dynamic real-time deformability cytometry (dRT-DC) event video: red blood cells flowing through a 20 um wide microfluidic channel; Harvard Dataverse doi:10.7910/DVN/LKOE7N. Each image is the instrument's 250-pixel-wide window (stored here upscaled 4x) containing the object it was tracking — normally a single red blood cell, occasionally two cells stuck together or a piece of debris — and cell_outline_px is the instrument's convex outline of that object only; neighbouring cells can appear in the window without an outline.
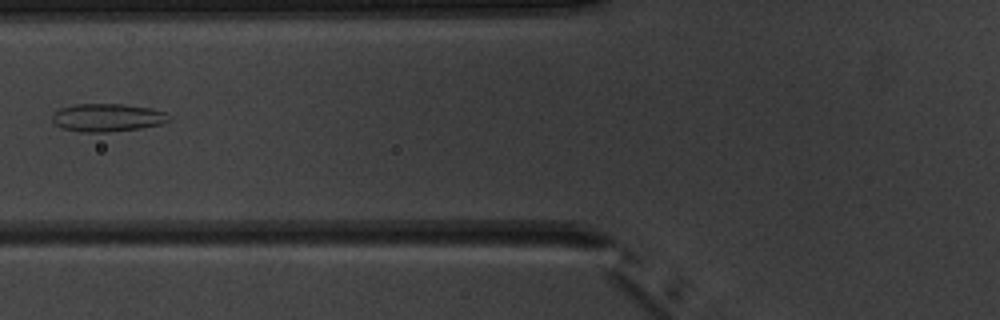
{"species": "common noctule bat (a hibernating species)", "species_latin": "Nyctalus noctula", "temperature_condition": "warm", "stored_images_in_passage": 8, "camera_frame_rate_fps": 3000, "um_per_image_px": 0.085, "animal": {"sex": "male", "body_mass_g": 20.1, "forearm_length_mm": 53.5}, "frame": {"image": 1, "passage_image": 7, "time_ms": 8.0, "image_size_px": [1000, 320], "cell_outline_px": [[172, 120], [160, 124], [140, 128], [108, 132], [84, 132], [64, 128], [56, 124], [52, 120], [52, 112], [60, 108], [76, 104], [124, 104], [152, 108], [164, 112], [172, 116]], "centroid_in_image_um": [9.16, 9.98], "position_along_channel_um": 116.6, "area_um2": 19.07}}
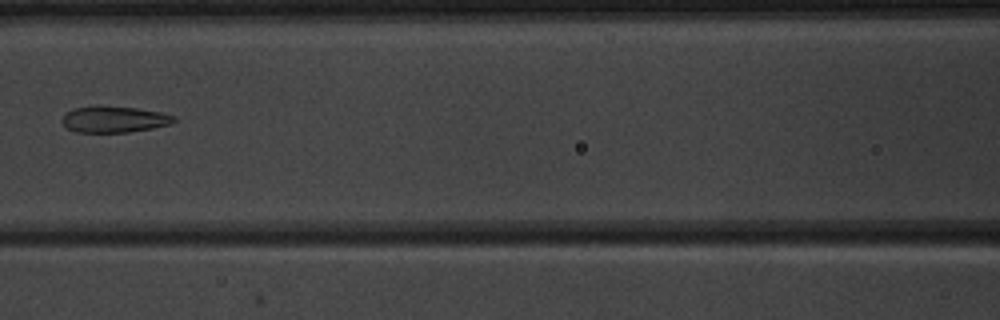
{"frame": {"image": 2, "passage_image": 8, "time_ms": 9.0, "image_size_px": [1000, 320], "cell_outline_px": [[176, 120], [172, 124], [152, 128], [128, 132], [76, 132], [68, 128], [60, 120], [72, 108], [96, 104], [100, 104], [136, 108], [160, 112], [176, 116]], "centroid_in_image_um": [9.7, 10.12], "position_along_channel_um": 156.9, "area_um2": 17.46}}